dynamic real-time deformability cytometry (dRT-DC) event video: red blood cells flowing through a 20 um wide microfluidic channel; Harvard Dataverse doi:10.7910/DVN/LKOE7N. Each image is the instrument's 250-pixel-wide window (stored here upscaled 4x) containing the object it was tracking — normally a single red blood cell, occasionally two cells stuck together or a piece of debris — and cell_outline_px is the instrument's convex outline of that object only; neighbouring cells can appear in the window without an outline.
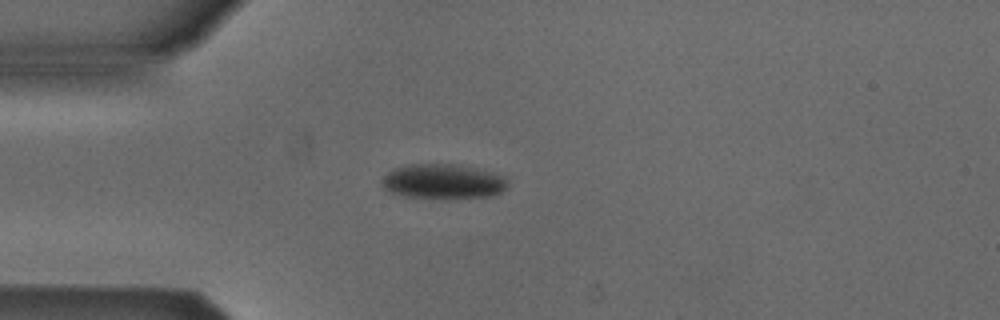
{"species": "Egyptian fruit bat (a non-hibernating species)", "species_latin": "Rousettus aegyptiacus", "temperature_condition": "cold", "stored_images_in_passage": 40, "camera_frame_rate_fps": 3000, "um_per_image_px": 0.085, "animal": {"sex": "male"}, "frame": {"image": 1, "passage_image": 1, "time_ms": 0.0, "image_size_px": [1000, 320], "cell_outline_px": [[508, 188], [492, 196], [448, 200], [444, 200], [404, 196], [388, 192], [380, 184], [380, 180], [392, 168], [412, 164], [460, 164], [476, 168], [504, 176], [508, 180]], "centroid_in_image_um": [37.65, 15.45], "position_along_channel_um": 47.4, "area_um2": 26.36}}
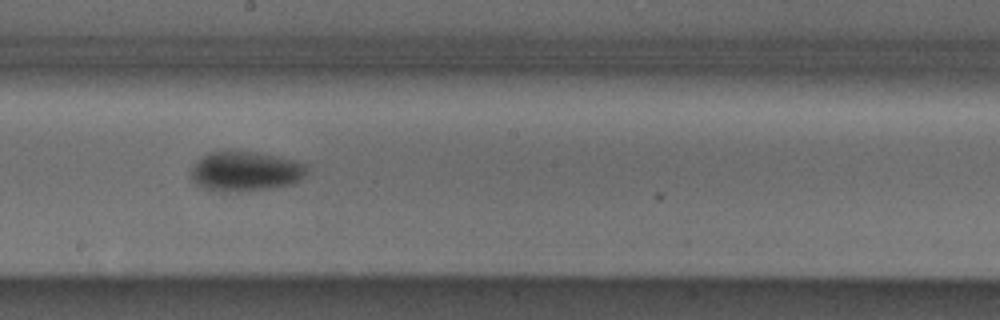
{"frame": {"image": 2, "passage_image": 16, "time_ms": 5.0, "image_size_px": [1000, 320], "cell_outline_px": [[308, 176], [292, 184], [268, 188], [236, 192], [220, 192], [200, 188], [188, 176], [192, 164], [208, 152], [256, 152], [292, 160], [304, 164], [308, 168]], "centroid_in_image_um": [20.81, 14.59], "position_along_channel_um": 227.4, "area_um2": 27.11}}
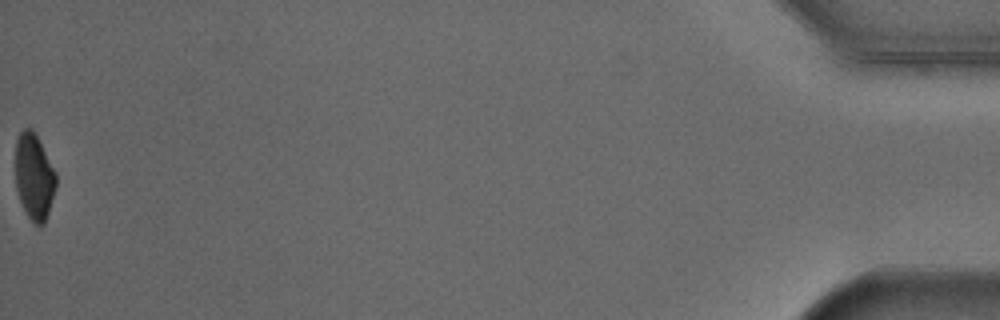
{"frame": {"image": 3, "passage_image": 40, "time_ms": 13.0, "image_size_px": [1000, 320], "cell_outline_px": [[56, 188], [44, 224], [40, 228], [24, 212], [16, 188], [16, 140], [20, 132], [24, 128], [32, 128], [56, 172]], "centroid_in_image_um": [2.9, 15.04], "position_along_channel_um": 432.3, "area_um2": 20.29}, "authors_computed_cell_mechanics": {"area_um2": 25.721, "velocity_mm_per_s": 3.8905, "shape_relaxation_time_tau1_ms": 2.5659, "shape_relaxation_time_tau2_ms": null, "deformation_change_tau1": 0.0816, "deformation_change_tau2": null}}